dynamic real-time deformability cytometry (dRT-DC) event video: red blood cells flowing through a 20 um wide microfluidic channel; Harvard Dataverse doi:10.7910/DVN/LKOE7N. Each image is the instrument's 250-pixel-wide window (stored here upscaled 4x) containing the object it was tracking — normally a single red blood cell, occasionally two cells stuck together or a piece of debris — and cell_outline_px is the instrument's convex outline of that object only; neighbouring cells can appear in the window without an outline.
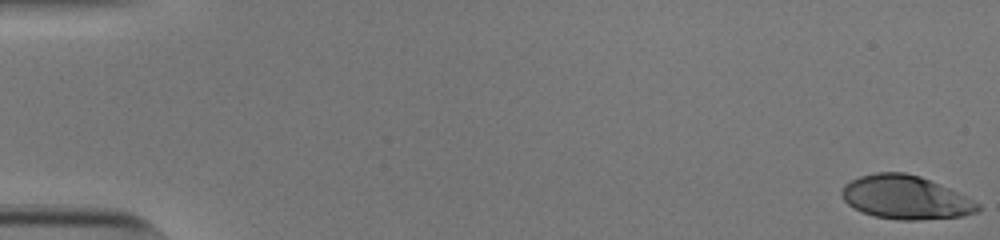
{"species": "human", "species_latin": "Homo sapiens", "temperature_condition": "cold", "stored_images_in_passage": 54, "camera_frame_rate_fps": 3000, "um_per_image_px": 0.085, "donor": {"sex": "male"}, "frame": {"image": 1, "passage_image": 1, "time_ms": 0.0, "image_size_px": [1000, 240], "cell_outline_px": [[980, 208], [976, 212], [964, 216], [920, 220], [896, 220], [876, 216], [860, 212], [848, 204], [844, 200], [840, 192], [844, 184], [860, 176], [876, 172], [904, 172], [920, 176], [948, 188], [980, 204]], "centroid_in_image_um": [76.94, 16.79], "position_along_channel_um": 8.1, "area_um2": 34.45}}
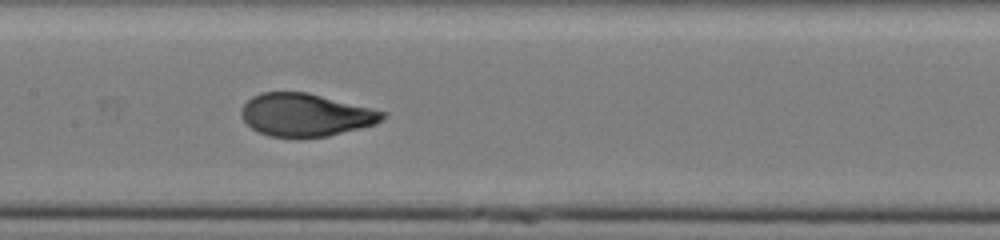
{"frame": {"image": 2, "passage_image": 28, "time_ms": 9.0, "image_size_px": [1000, 240], "cell_outline_px": [[388, 116], [376, 124], [328, 136], [300, 140], [268, 136], [252, 128], [244, 120], [240, 112], [244, 104], [252, 96], [260, 92], [308, 92], [372, 108], [384, 112]], "centroid_in_image_um": [25.98, 9.79], "position_along_channel_um": 181.4, "area_um2": 35.78}}
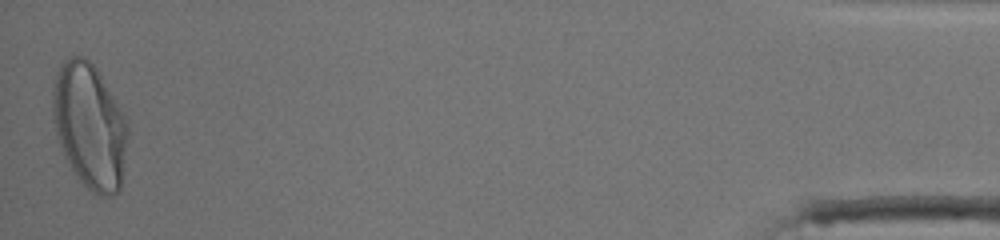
{"frame": {"image": 3, "passage_image": 54, "time_ms": 17.667, "image_size_px": [1000, 240], "cell_outline_px": [[128, 132], [120, 188], [112, 196], [100, 196], [92, 192], [80, 180], [64, 156], [56, 136], [52, 112], [52, 92], [56, 76], [60, 64], [64, 60], [72, 56], [84, 56], [96, 68], [124, 116], [128, 124]], "centroid_in_image_um": [7.59, 10.7], "position_along_channel_um": 427.6, "area_um2": 54.22}, "authors_computed_cell_mechanics": {"area_um2": 35.7782, "velocity_mm_per_s": 3.817, "shape_relaxation_time_tau1_ms": 4.7127, "shape_relaxation_time_tau2_ms": null, "deformation_change_tau1": 0.224, "deformation_change_tau2": null}}